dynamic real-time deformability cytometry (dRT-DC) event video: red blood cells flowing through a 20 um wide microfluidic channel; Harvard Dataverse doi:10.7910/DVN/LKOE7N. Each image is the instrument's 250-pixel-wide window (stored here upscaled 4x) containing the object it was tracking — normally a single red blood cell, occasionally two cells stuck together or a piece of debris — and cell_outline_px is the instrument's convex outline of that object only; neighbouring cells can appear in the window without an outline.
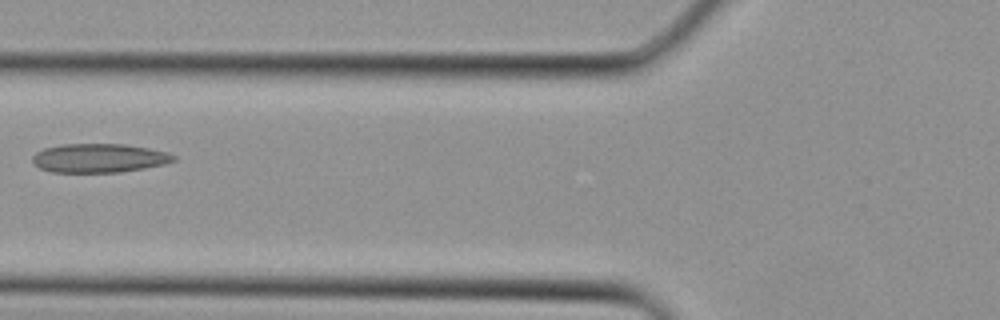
{"species": "Egyptian fruit bat (a non-hibernating species)", "species_latin": "Rousettus aegyptiacus", "temperature_condition": "cold", "stored_images_in_passage": 4, "camera_frame_rate_fps": 3000, "um_per_image_px": 0.085, "animal": {"sex": "female"}, "frame": {"image": 1, "passage_image": 4, "time_ms": 1.0, "image_size_px": [1000, 320], "cell_outline_px": [[176, 160], [164, 164], [144, 168], [120, 172], [52, 172], [40, 168], [32, 160], [32, 156], [36, 152], [44, 148], [64, 144], [124, 144], [148, 148], [168, 152], [176, 156]], "centroid_in_image_um": [8.44, 13.43], "position_along_channel_um": 117.4, "area_um2": 23.7}}